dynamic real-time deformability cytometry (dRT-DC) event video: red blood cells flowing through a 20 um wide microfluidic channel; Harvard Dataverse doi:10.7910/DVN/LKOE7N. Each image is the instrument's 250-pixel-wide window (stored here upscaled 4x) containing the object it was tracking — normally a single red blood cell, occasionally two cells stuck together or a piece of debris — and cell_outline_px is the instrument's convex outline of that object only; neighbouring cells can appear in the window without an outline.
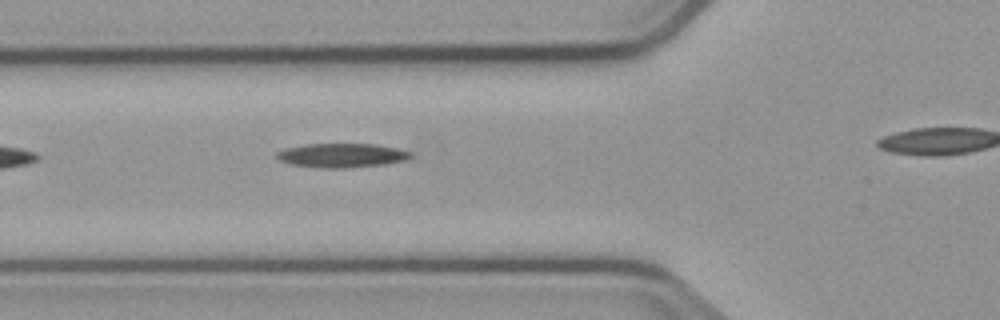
{"species": "common noctule bat (a hibernating species)", "species_latin": "Nyctalus noctula", "temperature_condition": "cold", "stored_images_in_passage": 3, "segment_of_instrument_passage": [1, 2], "camera_frame_rate_fps": 3000, "um_per_image_px": 0.085, "animal": {"sex": "male", "body_mass_g": 23.1, "forearm_length_mm": 52.7}, "frame": {"image": 1, "passage_image": 2, "time_ms": 1.0, "image_size_px": [1000, 320], "cell_outline_px": [[412, 156], [404, 160], [384, 164], [344, 168], [324, 168], [292, 164], [280, 160], [276, 156], [276, 152], [284, 148], [308, 144], [376, 144], [400, 148], [412, 152]], "centroid_in_image_um": [29.07, 13.19], "position_along_channel_um": 96.7, "area_um2": 18.73}}